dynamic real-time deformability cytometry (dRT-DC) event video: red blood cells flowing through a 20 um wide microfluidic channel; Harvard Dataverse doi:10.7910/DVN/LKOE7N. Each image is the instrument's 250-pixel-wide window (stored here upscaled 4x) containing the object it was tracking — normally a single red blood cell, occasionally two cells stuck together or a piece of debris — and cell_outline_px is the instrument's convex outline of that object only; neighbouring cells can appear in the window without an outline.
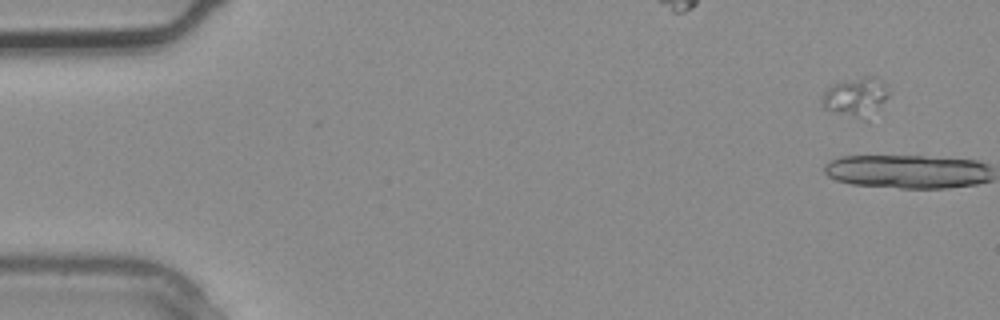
{"species": "common noctule bat (a hibernating species)", "species_latin": "Nyctalus noctula", "temperature_condition": "warm", "stored_images_in_passage": 4, "segment_of_instrument_passage": [2, 2], "camera_frame_rate_fps": 3000, "um_per_image_px": 0.085, "animal": {"sex": "male", "body_mass_g": 20.4}, "frame": {"image": 1, "passage_image": 4, "time_ms": 1.0, "image_size_px": [1000, 320], "cell_outline_px": [[892, 92], [864, 120], [860, 120], [824, 108], [820, 104], [820, 100], [824, 92], [832, 84], [864, 76], [872, 76], [884, 84]], "centroid_in_image_um": [72.71, 8.23], "position_along_channel_um": 12.3, "area_um2": 14.85}}